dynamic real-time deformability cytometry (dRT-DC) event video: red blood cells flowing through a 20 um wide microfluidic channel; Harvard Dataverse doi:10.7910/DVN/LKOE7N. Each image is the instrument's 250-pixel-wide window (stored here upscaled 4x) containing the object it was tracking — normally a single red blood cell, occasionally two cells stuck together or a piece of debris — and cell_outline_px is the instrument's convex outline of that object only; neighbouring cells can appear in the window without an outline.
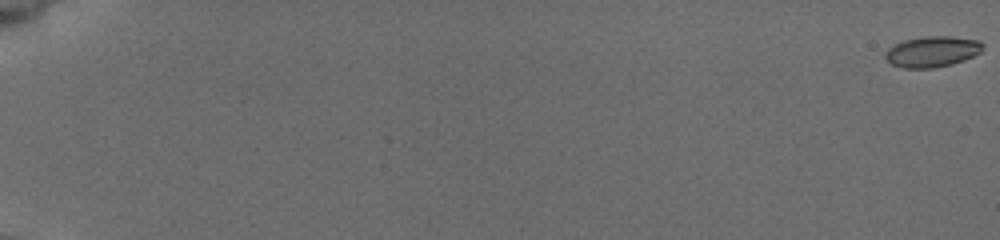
{"species": "common noctule bat (a hibernating species)", "species_latin": "Nyctalus noctula", "temperature_condition": "cold", "stored_images_in_passage": 8, "camera_frame_rate_fps": 3000, "um_per_image_px": 0.085, "animal": {"sex": "female", "body_mass_g": 19.5, "forearm_length_mm": 54.1}, "frame": {"image": 1, "passage_image": 1, "time_ms": 0.0, "image_size_px": [1000, 240], "cell_outline_px": [[984, 44], [980, 52], [964, 60], [952, 64], [932, 68], [904, 68], [892, 64], [884, 56], [884, 52], [888, 48], [904, 40], [928, 36], [948, 36], [980, 40]], "centroid_in_image_um": [79.24, 4.38], "position_along_channel_um": 5.8, "area_um2": 17.4}}
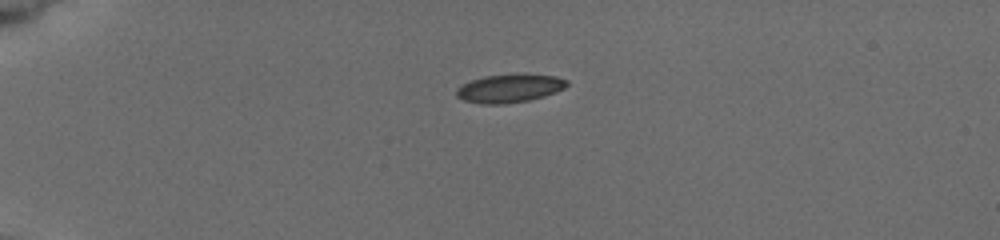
{"frame": {"image": 2, "passage_image": 6, "time_ms": 5.333, "image_size_px": [1000, 240], "cell_outline_px": [[568, 84], [564, 88], [544, 96], [528, 100], [504, 104], [484, 104], [464, 100], [456, 96], [456, 88], [472, 80], [484, 76], [524, 72], [556, 76], [568, 80]], "centroid_in_image_um": [43.34, 7.48], "position_along_channel_um": 41.7, "area_um2": 18.5}}
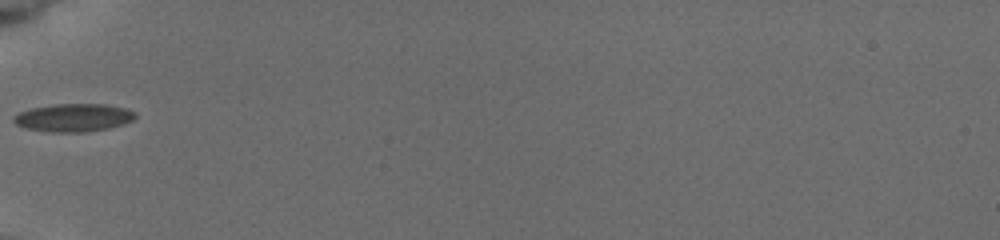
{"frame": {"image": 3, "passage_image": 8, "time_ms": 7.667, "image_size_px": [1000, 240], "cell_outline_px": [[136, 116], [132, 120], [124, 124], [108, 128], [84, 132], [52, 132], [28, 128], [16, 124], [12, 120], [12, 116], [20, 112], [32, 108], [52, 104], [108, 104], [124, 108], [136, 112]], "centroid_in_image_um": [6.26, 9.99], "position_along_channel_um": 78.7, "area_um2": 19.77}}